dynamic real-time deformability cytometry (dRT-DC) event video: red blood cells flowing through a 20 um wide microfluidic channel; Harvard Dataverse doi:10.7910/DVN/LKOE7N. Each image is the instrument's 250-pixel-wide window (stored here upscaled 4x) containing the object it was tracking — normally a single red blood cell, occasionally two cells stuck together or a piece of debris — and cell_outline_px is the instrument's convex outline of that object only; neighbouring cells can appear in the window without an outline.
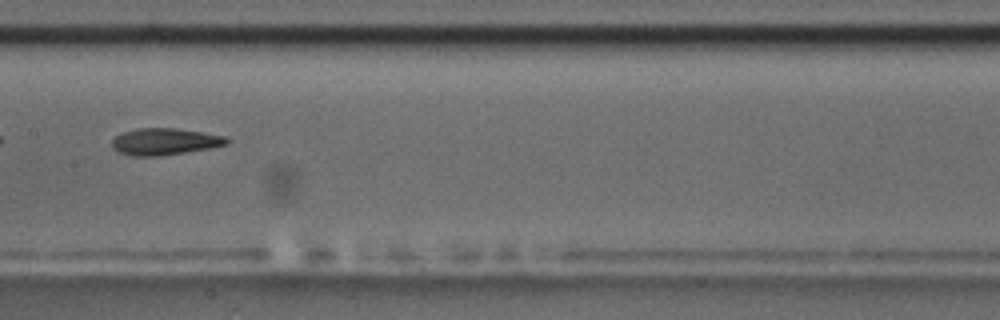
{"species": "common noctule bat (a hibernating species)", "species_latin": "Nyctalus noctula", "temperature_condition": "room temperature", "stored_images_in_passage": 10, "camera_frame_rate_fps": 3000, "um_per_image_px": 0.085, "animal": {"sex": "male", "body_mass_g": 17.5, "forearm_length_mm": 52.3}, "frame": {"image": 1, "passage_image": 9, "time_ms": 9.667, "image_size_px": [1000, 320], "cell_outline_px": [[232, 140], [228, 144], [212, 148], [160, 156], [132, 156], [120, 152], [112, 148], [112, 140], [116, 136], [124, 132], [136, 128], [176, 128], [224, 136]], "centroid_in_image_um": [14.02, 12.04], "position_along_channel_um": 193.4, "area_um2": 17.92}}